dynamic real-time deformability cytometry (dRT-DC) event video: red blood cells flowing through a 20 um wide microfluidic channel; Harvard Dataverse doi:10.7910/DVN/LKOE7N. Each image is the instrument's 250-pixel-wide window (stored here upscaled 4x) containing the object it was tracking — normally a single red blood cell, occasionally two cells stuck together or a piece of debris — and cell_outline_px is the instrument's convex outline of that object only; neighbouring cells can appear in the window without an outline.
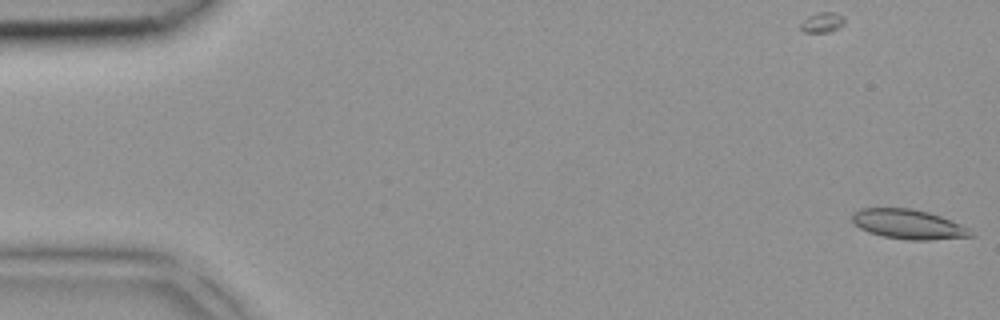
{"species": "common noctule bat (a hibernating species)", "species_latin": "Nyctalus noctula", "temperature_condition": "room temperature", "stored_images_in_passage": 44, "camera_frame_rate_fps": 3000, "um_per_image_px": 0.085, "animal": {"sex": "female", "body_mass_g": 18.4}, "frame": {"image": 1, "passage_image": 1, "time_ms": 0.0, "image_size_px": [1000, 320], "cell_outline_px": [[976, 236], [928, 240], [908, 240], [884, 236], [868, 232], [860, 228], [852, 220], [852, 212], [860, 208], [912, 208], [928, 212], [940, 216], [960, 224], [968, 228]], "centroid_in_image_um": [77.2, 19.06], "position_along_channel_um": 7.8, "area_um2": 20.4}}
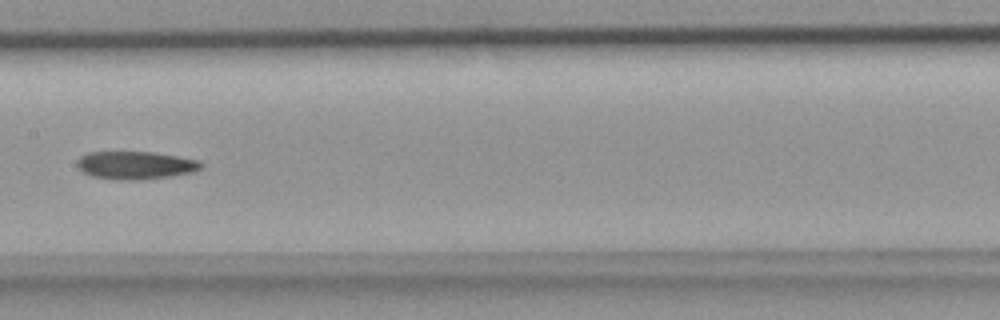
{"frame": {"image": 2, "passage_image": 22, "time_ms": 7.0, "image_size_px": [1000, 320], "cell_outline_px": [[204, 164], [200, 168], [192, 172], [168, 176], [140, 180], [116, 180], [92, 176], [84, 172], [76, 164], [76, 160], [80, 156], [88, 152], [152, 152], [200, 160]], "centroid_in_image_um": [11.5, 14.04], "position_along_channel_um": 195.9, "area_um2": 20.11}}
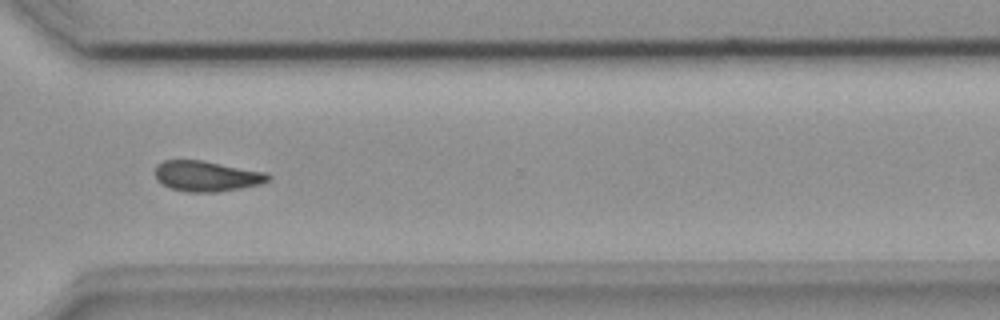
{"frame": {"image": 3, "passage_image": 32, "time_ms": 10.333, "image_size_px": [1000, 320], "cell_outline_px": [[272, 176], [268, 180], [260, 184], [240, 188], [216, 192], [188, 192], [172, 188], [156, 180], [156, 164], [164, 160], [204, 160], [268, 172]], "centroid_in_image_um": [17.6, 14.95], "position_along_channel_um": 353.0, "area_um2": 20.17}}